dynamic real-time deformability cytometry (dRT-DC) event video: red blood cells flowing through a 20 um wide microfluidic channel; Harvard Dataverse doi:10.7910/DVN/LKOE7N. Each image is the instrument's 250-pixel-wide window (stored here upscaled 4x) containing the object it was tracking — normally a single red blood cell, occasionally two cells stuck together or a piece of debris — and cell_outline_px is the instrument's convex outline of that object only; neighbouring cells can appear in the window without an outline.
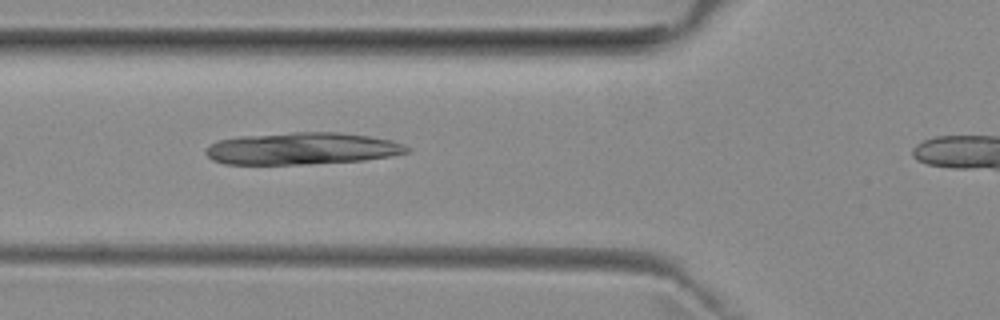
{"species": "common noctule bat (a hibernating species)", "species_latin": "Nyctalus noctula", "temperature_condition": "room temperature", "stored_images_in_passage": 32, "camera_frame_rate_fps": 3000, "um_per_image_px": 0.085, "animal": {"sex": "female", "body_mass_g": 29.2, "forearm_length_mm": 56.3}, "frame": {"image": 1, "passage_image": 6, "time_ms": 1.667, "image_size_px": [1000, 320], "cell_outline_px": [[412, 152], [392, 156], [364, 160], [308, 164], [224, 164], [212, 160], [204, 152], [212, 144], [220, 140], [240, 136], [292, 132], [340, 132], [368, 136], [392, 140], [404, 144], [412, 148]], "centroid_in_image_um": [25.74, 12.63], "position_along_channel_um": 100.1, "area_um2": 37.74}}
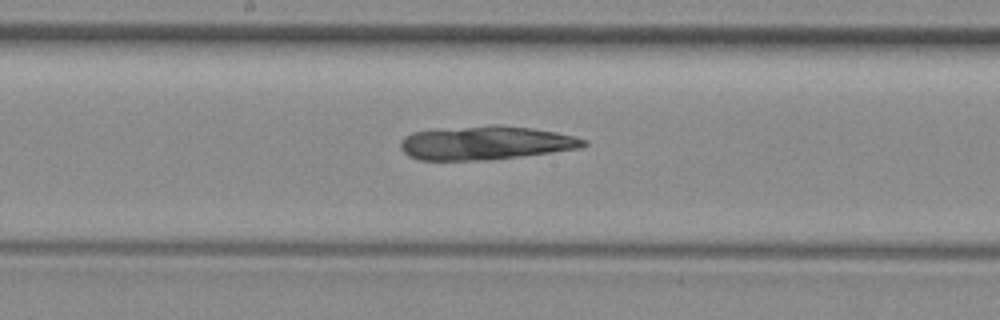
{"frame": {"image": 2, "passage_image": 14, "time_ms": 4.333, "image_size_px": [1000, 320], "cell_outline_px": [[588, 144], [580, 148], [552, 152], [484, 160], [416, 160], [408, 156], [400, 148], [400, 140], [404, 136], [412, 132], [496, 124], [532, 128], [556, 132], [576, 136], [588, 140]], "centroid_in_image_um": [41.28, 12.15], "position_along_channel_um": 206.9, "area_um2": 35.89}}
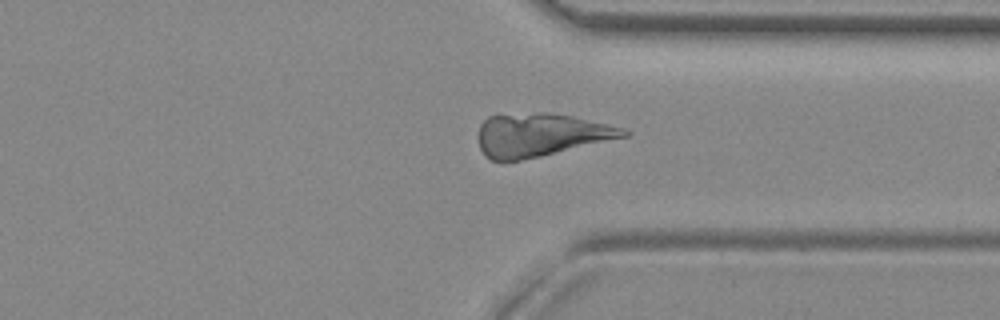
{"frame": {"image": 3, "passage_image": 26, "time_ms": 8.333, "image_size_px": [1000, 320], "cell_outline_px": [[632, 132], [628, 136], [540, 156], [520, 160], [492, 160], [484, 156], [480, 148], [480, 124], [488, 116], [536, 112], [548, 112], [572, 116], [624, 128]], "centroid_in_image_um": [45.96, 11.45], "position_along_channel_um": 365.4, "area_um2": 36.13}}